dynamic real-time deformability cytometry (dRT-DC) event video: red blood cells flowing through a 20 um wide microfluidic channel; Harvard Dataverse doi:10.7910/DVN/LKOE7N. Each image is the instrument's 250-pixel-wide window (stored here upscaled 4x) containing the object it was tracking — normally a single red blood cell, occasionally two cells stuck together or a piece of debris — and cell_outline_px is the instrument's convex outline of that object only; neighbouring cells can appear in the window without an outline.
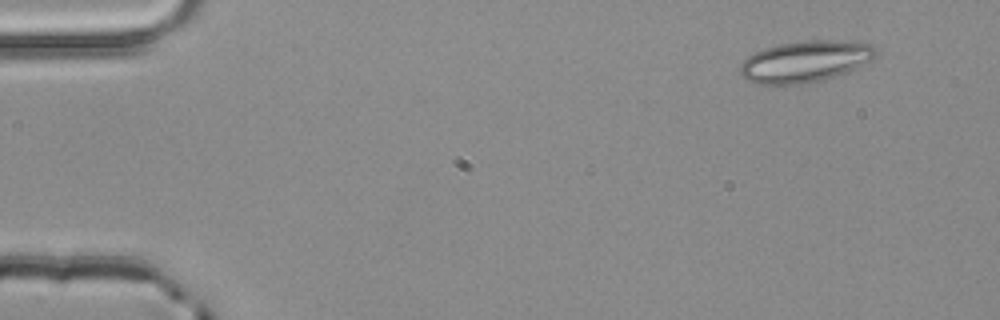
{"species": "common noctule bat (a hibernating species)", "species_latin": "Nyctalus noctula", "temperature_condition": "room temperature", "stored_images_in_passage": 3, "camera_frame_rate_fps": 3000, "um_per_image_px": 0.085, "animal": {"sex": "male", "body_mass_g": 20.4}, "frame": {"image": 1, "passage_image": 1, "time_ms": 0.0, "image_size_px": [1000, 320], "cell_outline_px": [[880, 52], [872, 60], [856, 68], [820, 80], [800, 84], [756, 84], [744, 80], [740, 72], [740, 64], [748, 56], [764, 48], [780, 44], [804, 40], [832, 40], [872, 44]], "centroid_in_image_um": [68.43, 5.22], "position_along_channel_um": 16.6, "area_um2": 32.66}}